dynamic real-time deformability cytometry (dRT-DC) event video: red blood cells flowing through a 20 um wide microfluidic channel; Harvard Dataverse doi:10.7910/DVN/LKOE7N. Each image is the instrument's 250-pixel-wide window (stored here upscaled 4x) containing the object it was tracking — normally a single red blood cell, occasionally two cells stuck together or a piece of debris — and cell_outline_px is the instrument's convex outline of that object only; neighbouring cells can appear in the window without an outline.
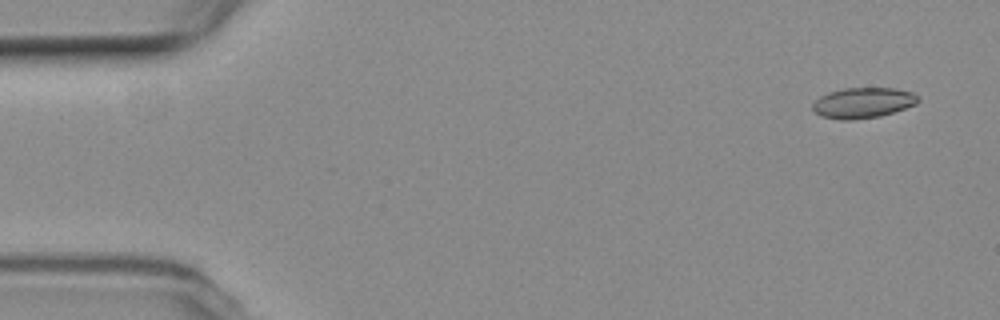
{"species": "common noctule bat (a hibernating species)", "species_latin": "Nyctalus noctula", "temperature_condition": "room temperature", "stored_images_in_passage": 7, "camera_frame_rate_fps": 3000, "um_per_image_px": 0.085, "animal": {"sex": "female", "body_mass_g": 19.3, "forearm_length_mm": 54.1}, "frame": {"image": 1, "passage_image": 2, "time_ms": 1.0, "image_size_px": [1000, 320], "cell_outline_px": [[920, 100], [916, 104], [880, 116], [852, 120], [840, 120], [820, 116], [812, 108], [812, 104], [820, 96], [828, 92], [844, 88], [896, 88], [912, 92]], "centroid_in_image_um": [73.33, 8.74], "position_along_channel_um": 11.7, "area_um2": 18.73}}
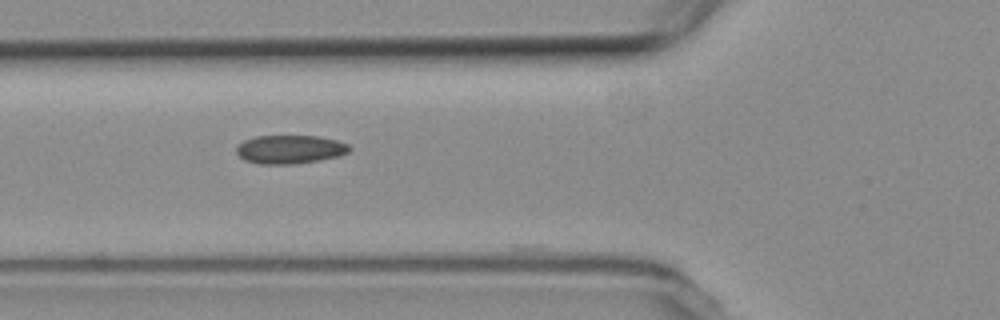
{"frame": {"image": 2, "passage_image": 7, "time_ms": 7.0, "image_size_px": [1000, 320], "cell_outline_px": [[352, 148], [348, 152], [340, 156], [292, 164], [260, 164], [244, 160], [236, 152], [236, 148], [244, 140], [256, 136], [320, 136], [336, 140], [348, 144]], "centroid_in_image_um": [24.65, 12.69], "position_along_channel_um": 101.1, "area_um2": 18.73}}